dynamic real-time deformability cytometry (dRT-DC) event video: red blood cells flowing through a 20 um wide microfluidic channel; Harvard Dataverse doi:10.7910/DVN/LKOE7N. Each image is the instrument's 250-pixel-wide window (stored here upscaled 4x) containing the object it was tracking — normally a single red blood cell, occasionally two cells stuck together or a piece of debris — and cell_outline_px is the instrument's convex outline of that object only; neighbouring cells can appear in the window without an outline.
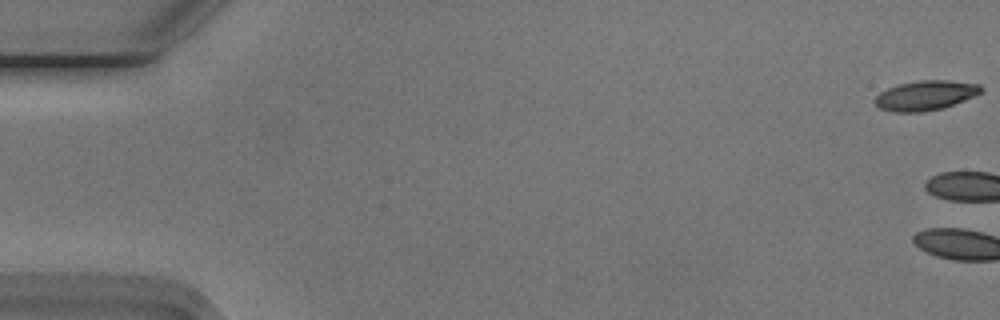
{"species": "Egyptian fruit bat (a non-hibernating species)", "species_latin": "Rousettus aegyptiacus", "temperature_condition": "cold", "stored_images_in_passage": 3, "camera_frame_rate_fps": 3000, "um_per_image_px": 0.085, "animal": {"sex": "male"}, "frame": {"image": 1, "passage_image": 1, "time_ms": 0.0, "image_size_px": [1000, 320], "cell_outline_px": [[984, 88], [980, 92], [964, 100], [940, 108], [924, 112], [892, 112], [880, 108], [872, 100], [880, 92], [896, 84], [920, 80], [948, 80], [980, 84]], "centroid_in_image_um": [78.62, 8.1], "position_along_channel_um": 6.4, "area_um2": 18.32}}